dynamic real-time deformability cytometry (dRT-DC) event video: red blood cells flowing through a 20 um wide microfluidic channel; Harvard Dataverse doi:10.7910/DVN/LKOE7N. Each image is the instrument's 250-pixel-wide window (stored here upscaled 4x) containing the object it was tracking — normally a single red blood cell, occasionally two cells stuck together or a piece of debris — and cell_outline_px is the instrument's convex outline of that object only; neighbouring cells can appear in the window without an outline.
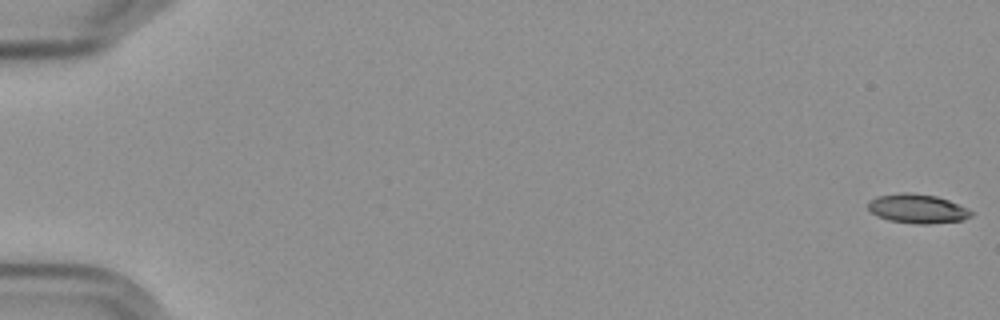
{"species": "Egyptian fruit bat (a non-hibernating species)", "species_latin": "Rousettus aegyptiacus", "temperature_condition": "cold", "stored_images_in_passage": 58, "camera_frame_rate_fps": 3000, "um_per_image_px": 0.085, "frame": {"image": 1, "passage_image": 1, "time_ms": 0.0, "image_size_px": [1000, 320], "cell_outline_px": [[972, 216], [964, 220], [928, 224], [916, 224], [888, 220], [876, 216], [868, 208], [868, 200], [876, 196], [900, 192], [908, 192], [936, 196], [948, 200], [968, 208], [972, 212]], "centroid_in_image_um": [77.96, 17.73], "position_along_channel_um": 7.0, "area_um2": 17.69}}
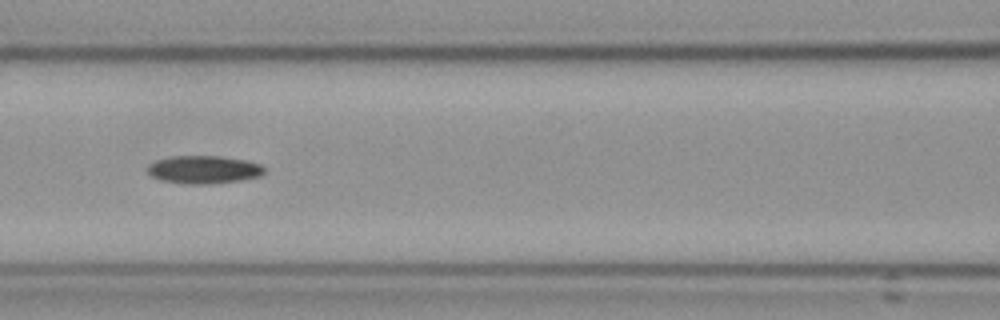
{"frame": {"image": 2, "passage_image": 27, "time_ms": 8.667, "image_size_px": [1000, 320], "cell_outline_px": [[264, 172], [260, 176], [240, 180], [208, 184], [188, 184], [160, 180], [152, 176], [148, 172], [148, 164], [156, 160], [172, 156], [220, 156], [244, 160], [260, 164], [264, 168]], "centroid_in_image_um": [17.3, 14.41], "position_along_channel_um": 149.3, "area_um2": 18.9}}
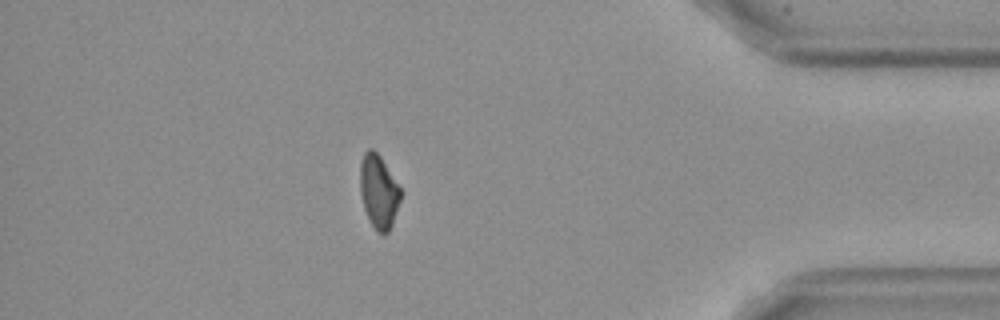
{"frame": {"image": 3, "passage_image": 51, "time_ms": 16.667, "image_size_px": [1000, 320], "cell_outline_px": [[400, 200], [392, 224], [388, 232], [384, 236], [372, 224], [364, 208], [360, 192], [360, 164], [364, 152], [368, 148], [372, 148], [380, 156], [400, 188]], "centroid_in_image_um": [32.17, 16.26], "position_along_channel_um": 403.0, "area_um2": 16.99}, "authors_computed_cell_mechanics": {"area_um2": 18.2937, "velocity_mm_per_s": 3.6058, "shape_relaxation_time_tau1_ms": 7.1282, "shape_relaxation_time_tau2_ms": null, "deformation_change_tau1": 0.1534, "deformation_change_tau2": null}}